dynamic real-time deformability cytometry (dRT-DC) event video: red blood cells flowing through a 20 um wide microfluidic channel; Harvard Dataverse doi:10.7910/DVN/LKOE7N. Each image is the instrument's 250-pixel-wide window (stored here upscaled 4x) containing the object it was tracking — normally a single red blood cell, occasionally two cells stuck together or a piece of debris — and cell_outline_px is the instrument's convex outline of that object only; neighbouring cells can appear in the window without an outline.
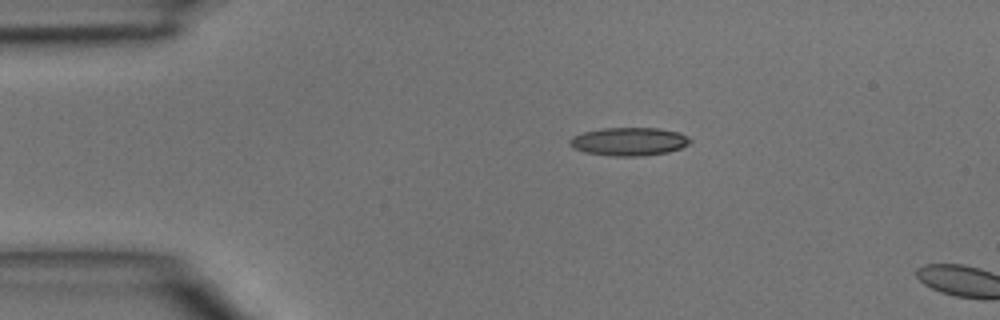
{"species": "common noctule bat (a hibernating species)", "species_latin": "Nyctalus noctula", "temperature_condition": "room temperature", "stored_images_in_passage": 2, "camera_frame_rate_fps": 3000, "um_per_image_px": 0.085, "animal": {"sex": "male", "body_mass_g": 15.6}, "frame": {"image": 1, "passage_image": 1, "time_ms": 0.0, "image_size_px": [1000, 320], "cell_outline_px": [[692, 140], [688, 144], [680, 148], [668, 152], [644, 156], [612, 156], [584, 152], [572, 148], [568, 144], [568, 140], [572, 136], [584, 132], [600, 128], [660, 128], [680, 132], [688, 136]], "centroid_in_image_um": [53.45, 12.03], "position_along_channel_um": 31.6, "area_um2": 20.06}}